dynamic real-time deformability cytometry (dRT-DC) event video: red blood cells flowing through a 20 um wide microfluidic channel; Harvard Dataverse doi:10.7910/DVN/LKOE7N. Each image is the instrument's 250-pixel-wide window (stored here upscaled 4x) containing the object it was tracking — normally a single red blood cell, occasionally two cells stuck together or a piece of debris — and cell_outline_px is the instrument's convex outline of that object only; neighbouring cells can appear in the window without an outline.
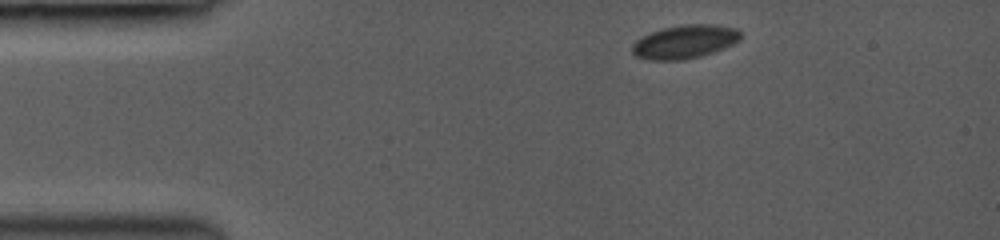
{"species": "common noctule bat (a hibernating species)", "species_latin": "Nyctalus noctula", "temperature_condition": "room temperature", "stored_images_in_passage": 31, "camera_frame_rate_fps": 3000, "um_per_image_px": 0.085, "animal": {"sex": "female", "body_mass_g": 19.0, "forearm_length_mm": 53.3}, "frame": {"image": 1, "passage_image": 1, "time_ms": 0.0, "image_size_px": [1000, 240], "cell_outline_px": [[740, 40], [724, 48], [700, 56], [684, 60], [648, 60], [636, 56], [632, 52], [632, 44], [636, 40], [652, 32], [664, 28], [684, 24], [716, 24], [736, 28], [740, 32]], "centroid_in_image_um": [58.21, 3.55], "position_along_channel_um": 26.8, "area_um2": 21.1}}
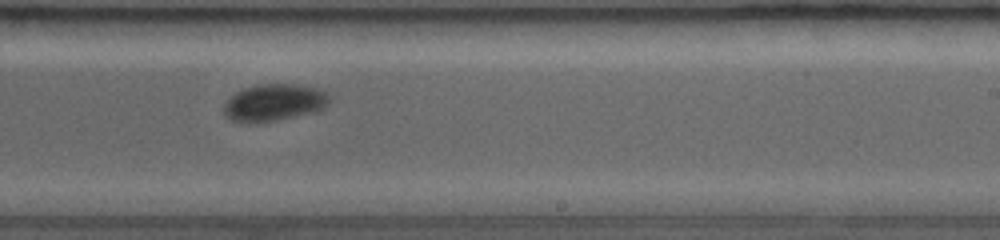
{"frame": {"image": 2, "passage_image": 14, "time_ms": 7.333, "image_size_px": [1000, 240], "cell_outline_px": [[332, 96], [328, 104], [324, 108], [316, 112], [276, 120], [232, 120], [224, 112], [224, 104], [236, 92], [244, 88], [256, 84], [296, 84], [316, 88], [328, 92]], "centroid_in_image_um": [23.4, 8.67], "position_along_channel_um": 265.6, "area_um2": 22.31}}
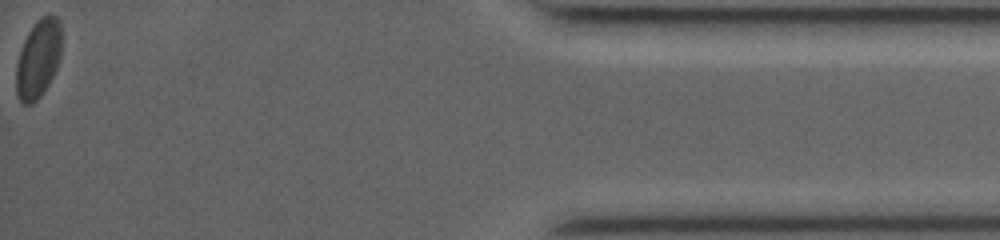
{"frame": {"image": 3, "passage_image": 31, "time_ms": 13.0, "image_size_px": [1000, 240], "cell_outline_px": [[60, 56], [56, 68], [44, 92], [32, 104], [24, 104], [20, 100], [16, 92], [16, 64], [24, 40], [28, 32], [36, 20], [40, 16], [48, 12], [52, 12], [60, 20]], "centroid_in_image_um": [3.25, 4.94], "position_along_channel_um": 432.0, "area_um2": 20.81}, "authors_computed_cell_mechanics": {"area_um2": 22.3108, "velocity_mm_per_s": 4.1345, "shape_relaxation_time_tau1_ms": 0.7442, "shape_relaxation_time_tau2_ms": null, "deformation_change_tau1": 0.0462, "deformation_change_tau2": null}}